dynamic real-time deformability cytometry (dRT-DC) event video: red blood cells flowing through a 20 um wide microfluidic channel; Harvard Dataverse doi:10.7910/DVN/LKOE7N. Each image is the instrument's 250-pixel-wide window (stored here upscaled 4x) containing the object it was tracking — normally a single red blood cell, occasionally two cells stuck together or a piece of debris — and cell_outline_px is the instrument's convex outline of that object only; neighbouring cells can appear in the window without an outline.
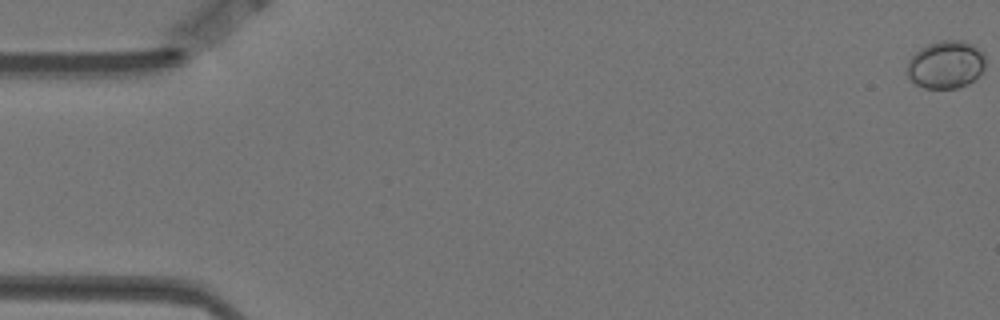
{"species": "Egyptian fruit bat (a non-hibernating species)", "species_latin": "Rousettus aegyptiacus", "temperature_condition": "warm", "stored_images_in_passage": 59, "camera_frame_rate_fps": 3000, "um_per_image_px": 0.085, "animal": {"sex": "female"}, "frame": {"image": 1, "passage_image": 1, "time_ms": 0.0, "image_size_px": [1000, 320], "cell_outline_px": [[984, 68], [968, 84], [956, 88], [924, 88], [916, 84], [908, 76], [908, 60], [920, 48], [928, 44], [940, 40], [964, 40], [972, 44], [984, 56]], "centroid_in_image_um": [80.37, 5.48], "position_along_channel_um": 4.6, "area_um2": 21.5}}
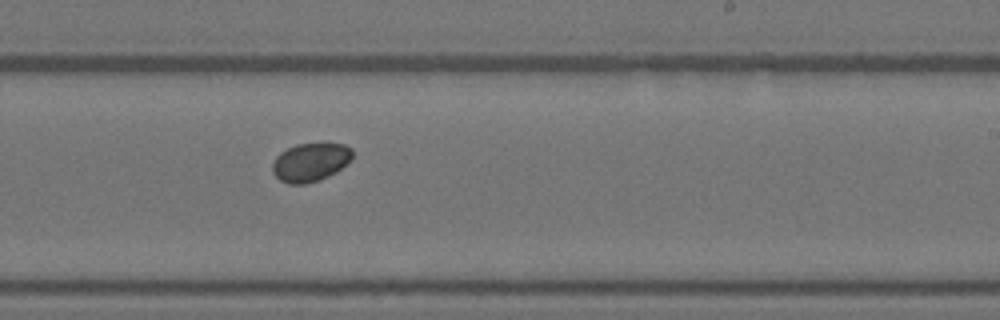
{"frame": {"image": 2, "passage_image": 36, "time_ms": 11.667, "image_size_px": [1000, 320], "cell_outline_px": [[352, 156], [336, 172], [320, 180], [304, 184], [288, 184], [280, 180], [272, 172], [272, 164], [276, 156], [280, 152], [296, 144], [344, 144], [352, 148]], "centroid_in_image_um": [26.34, 13.8], "position_along_channel_um": 262.7, "area_um2": 17.74}}
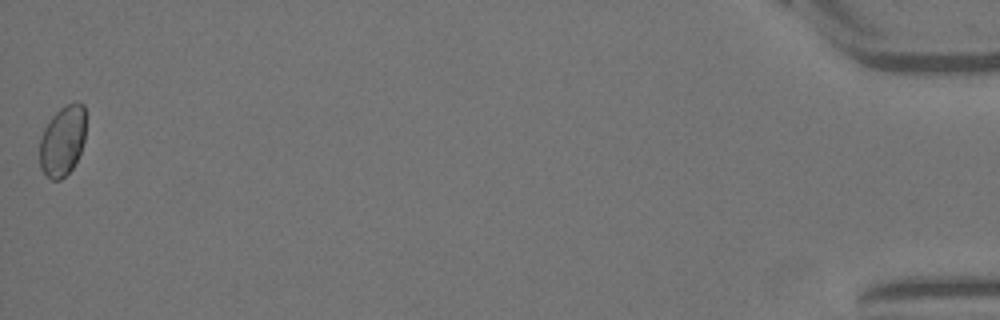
{"frame": {"image": 3, "passage_image": 59, "time_ms": 19.333, "image_size_px": [1000, 320], "cell_outline_px": [[84, 140], [80, 152], [72, 168], [60, 180], [52, 180], [40, 168], [40, 140], [44, 128], [52, 116], [64, 104], [76, 100], [84, 104]], "centroid_in_image_um": [5.31, 11.93], "position_along_channel_um": 429.9, "area_um2": 18.84}}